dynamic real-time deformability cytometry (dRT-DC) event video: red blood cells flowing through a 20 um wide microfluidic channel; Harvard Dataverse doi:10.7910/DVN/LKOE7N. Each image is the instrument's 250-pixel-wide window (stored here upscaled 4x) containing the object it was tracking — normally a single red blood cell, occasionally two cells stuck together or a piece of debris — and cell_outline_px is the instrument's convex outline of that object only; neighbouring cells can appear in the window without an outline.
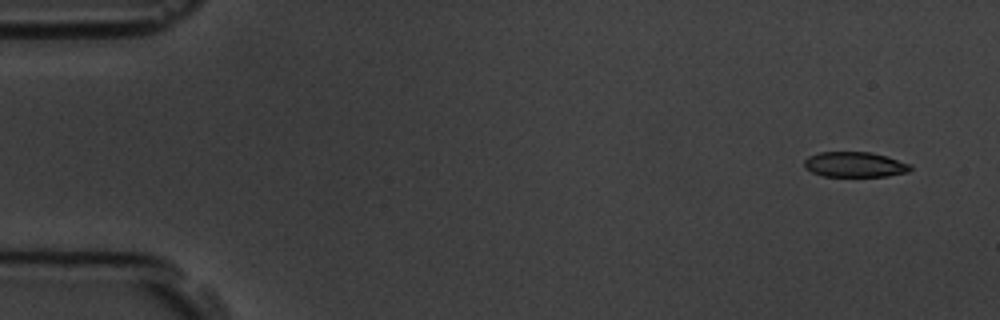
{"species": "common noctule bat (a hibernating species)", "species_latin": "Nyctalus noctula", "temperature_condition": "room temperature", "stored_images_in_passage": 4, "camera_frame_rate_fps": 3000, "um_per_image_px": 0.085, "animal": {"sex": "male", "body_mass_g": 19.5, "forearm_length_mm": 54.6}, "frame": {"image": 1, "passage_image": 1, "time_ms": 0.0, "image_size_px": [1000, 320], "cell_outline_px": [[912, 168], [908, 172], [888, 176], [824, 176], [812, 172], [804, 168], [804, 160], [808, 156], [820, 152], [872, 152], [888, 156], [912, 164]], "centroid_in_image_um": [72.68, 13.98], "position_along_channel_um": 12.3, "area_um2": 15.78}}